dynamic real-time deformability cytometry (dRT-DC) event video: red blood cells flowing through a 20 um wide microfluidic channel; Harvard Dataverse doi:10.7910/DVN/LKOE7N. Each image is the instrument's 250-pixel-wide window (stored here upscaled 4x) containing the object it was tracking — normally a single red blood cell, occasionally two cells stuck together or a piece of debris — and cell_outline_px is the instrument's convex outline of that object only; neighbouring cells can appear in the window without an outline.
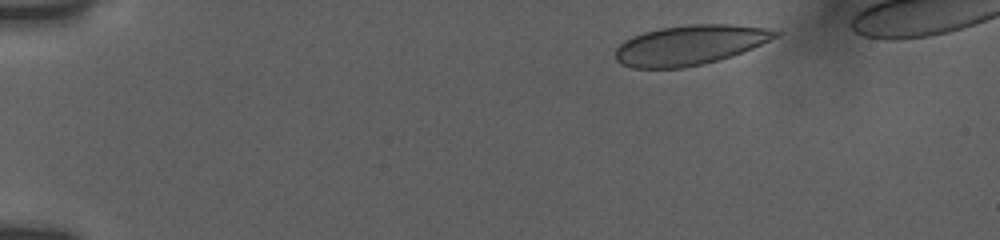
{"species": "human", "species_latin": "Homo sapiens", "temperature_condition": "room temperature", "stored_images_in_passage": 79, "camera_frame_rate_fps": 3000, "um_per_image_px": 0.085, "donor": {"sex": "female"}, "frame": {"image": 1, "passage_image": 1, "time_ms": 0.0, "image_size_px": [1000, 240], "cell_outline_px": [[784, 32], [780, 36], [752, 48], [732, 56], [704, 64], [680, 68], [632, 68], [620, 64], [616, 60], [616, 48], [624, 40], [632, 36], [644, 32], [660, 28], [688, 24], [732, 24], [768, 28]], "centroid_in_image_um": [58.66, 3.82], "position_along_channel_um": 26.3, "area_um2": 37.4}}
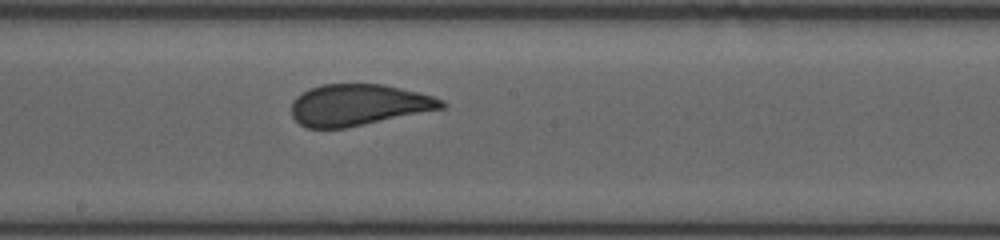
{"frame": {"image": 2, "passage_image": 48, "time_ms": 7.667, "image_size_px": [1000, 240], "cell_outline_px": [[448, 104], [444, 108], [344, 128], [308, 128], [300, 124], [292, 116], [292, 100], [296, 96], [308, 88], [320, 84], [384, 84], [420, 92], [444, 100]], "centroid_in_image_um": [30.46, 8.9], "position_along_channel_um": 217.7, "area_um2": 36.24}}
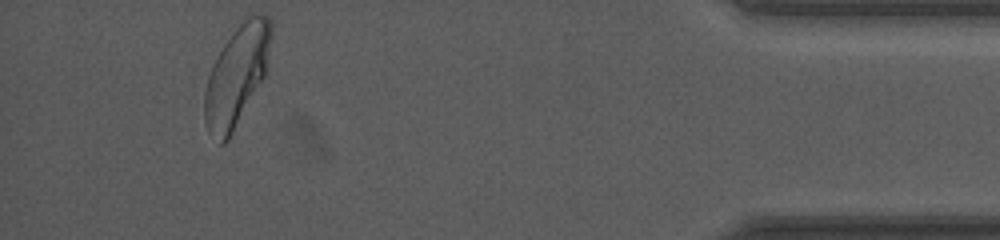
{"frame": {"image": 3, "passage_image": 76, "time_ms": 14.333, "image_size_px": [1000, 240], "cell_outline_px": [[272, 36], [268, 72], [228, 140], [224, 144], [220, 144], [208, 128], [204, 120], [204, 92], [208, 76], [212, 64], [224, 44], [232, 32], [244, 16], [260, 12], [268, 16], [272, 20]], "centroid_in_image_um": [20.17, 6.35], "position_along_channel_um": 415.0, "area_um2": 39.48}}